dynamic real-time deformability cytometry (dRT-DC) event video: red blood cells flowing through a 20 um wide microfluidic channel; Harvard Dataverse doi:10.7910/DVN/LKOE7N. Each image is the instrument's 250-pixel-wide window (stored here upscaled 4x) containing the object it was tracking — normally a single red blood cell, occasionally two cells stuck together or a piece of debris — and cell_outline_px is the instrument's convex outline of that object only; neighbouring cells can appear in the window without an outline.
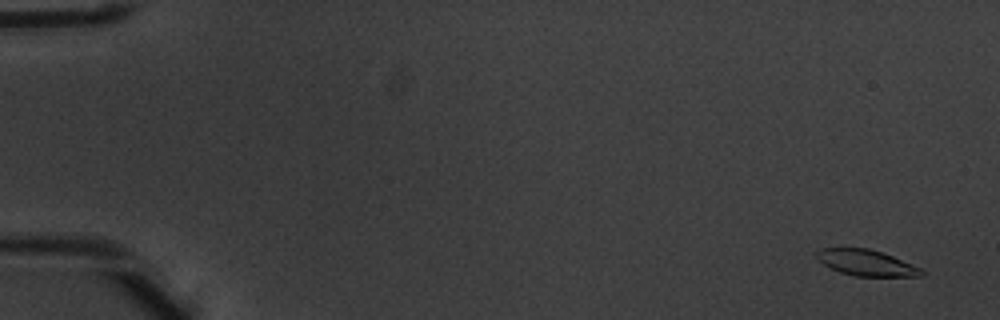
{"species": "common noctule bat (a hibernating species)", "species_latin": "Nyctalus noctula", "temperature_condition": "warm", "stored_images_in_passage": 6, "camera_frame_rate_fps": 3000, "um_per_image_px": 0.085, "animal": {"sex": "male", "body_mass_g": 20.1, "forearm_length_mm": 53.5}, "frame": {"image": 1, "passage_image": 1, "time_ms": 0.0, "image_size_px": [1000, 320], "cell_outline_px": [[924, 276], [856, 276], [840, 272], [824, 264], [816, 256], [816, 252], [824, 248], [868, 248], [892, 256], [920, 268], [924, 272]], "centroid_in_image_um": [73.64, 22.34], "position_along_channel_um": 11.4, "area_um2": 15.49}}